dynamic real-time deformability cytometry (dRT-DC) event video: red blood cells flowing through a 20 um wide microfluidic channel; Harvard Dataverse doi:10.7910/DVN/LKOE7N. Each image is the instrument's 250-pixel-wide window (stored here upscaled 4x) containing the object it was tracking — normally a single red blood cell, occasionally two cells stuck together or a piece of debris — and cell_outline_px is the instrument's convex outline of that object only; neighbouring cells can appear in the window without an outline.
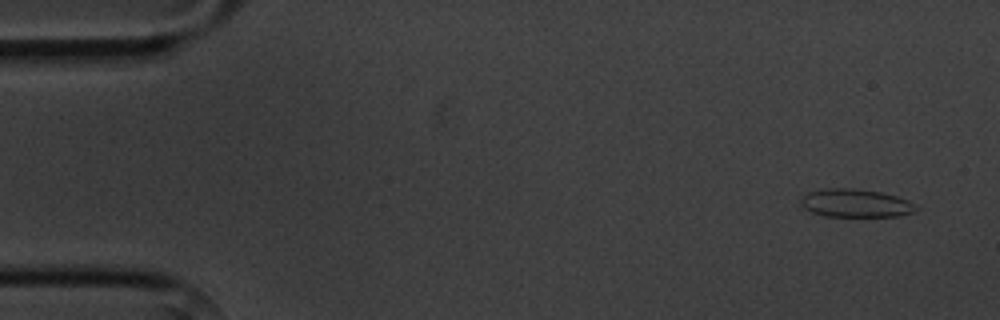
{"species": "common noctule bat (a hibernating species)", "species_latin": "Nyctalus noctula", "temperature_condition": "cold", "stored_images_in_passage": 6, "camera_frame_rate_fps": 3000, "um_per_image_px": 0.085, "animal": {"sex": "male", "body_mass_g": 20.1, "forearm_length_mm": 53.5}, "frame": {"image": 1, "passage_image": 1, "time_ms": 0.0, "image_size_px": [1000, 320], "cell_outline_px": [[920, 208], [912, 212], [900, 216], [824, 216], [812, 212], [804, 208], [800, 204], [800, 200], [808, 192], [824, 188], [856, 188], [880, 192], [896, 196], [908, 200], [916, 204]], "centroid_in_image_um": [72.73, 17.26], "position_along_channel_um": 12.3, "area_um2": 19.02}}
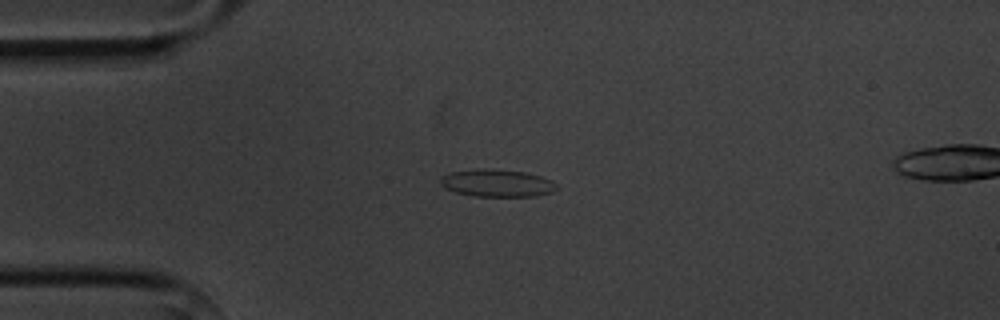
{"frame": {"image": 2, "passage_image": 4, "time_ms": 3.333, "image_size_px": [1000, 320], "cell_outline_px": [[560, 188], [552, 192], [536, 196], [476, 196], [456, 192], [440, 184], [440, 176], [448, 172], [492, 168], [524, 172], [540, 176], [552, 180]], "centroid_in_image_um": [42.28, 15.56], "position_along_channel_um": 42.7, "area_um2": 18.55}}
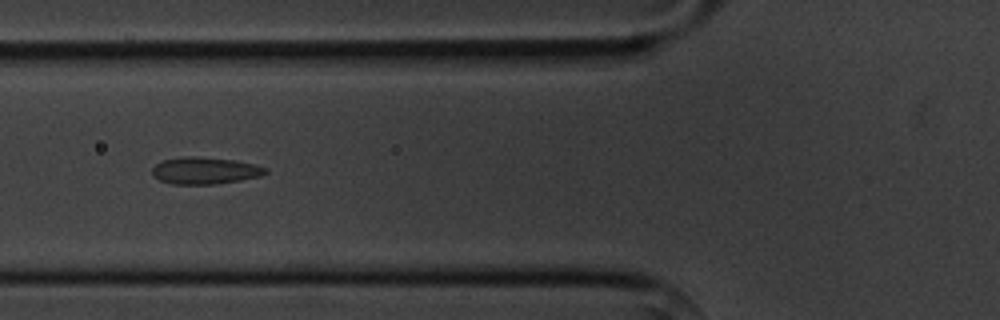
{"frame": {"image": 3, "passage_image": 6, "time_ms": 5.667, "image_size_px": [1000, 320], "cell_outline_px": [[268, 172], [260, 176], [240, 180], [212, 184], [172, 184], [160, 180], [152, 176], [152, 168], [156, 164], [164, 160], [184, 156], [196, 156], [236, 160], [256, 164], [268, 168]], "centroid_in_image_um": [17.43, 14.49], "position_along_channel_um": 108.4, "area_um2": 17.86}}